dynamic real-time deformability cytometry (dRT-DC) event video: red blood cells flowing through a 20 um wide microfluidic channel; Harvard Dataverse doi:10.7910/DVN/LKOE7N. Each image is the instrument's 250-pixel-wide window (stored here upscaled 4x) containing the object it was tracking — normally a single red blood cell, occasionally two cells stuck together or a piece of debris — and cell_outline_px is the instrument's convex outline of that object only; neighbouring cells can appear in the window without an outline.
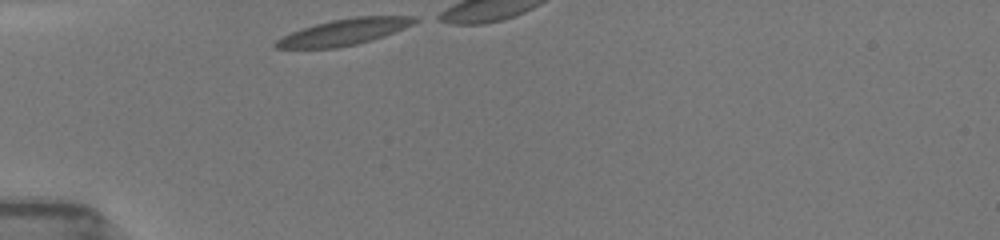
{"species": "common noctule bat (a hibernating species)", "species_latin": "Nyctalus noctula", "temperature_condition": "room temperature", "stored_images_in_passage": 14, "camera_frame_rate_fps": 3000, "um_per_image_px": 0.085, "animal": {"sex": "female", "body_mass_g": 19.5, "forearm_length_mm": 54.1}, "frame": {"image": 1, "passage_image": 1, "time_ms": 0.0, "image_size_px": [1000, 240], "cell_outline_px": [[420, 20], [404, 28], [384, 36], [372, 40], [356, 44], [336, 48], [276, 48], [272, 44], [276, 40], [292, 32], [316, 24], [332, 20], [356, 16], [416, 16]], "centroid_in_image_um": [29.28, 2.71], "position_along_channel_um": 55.7, "area_um2": 20.98}}
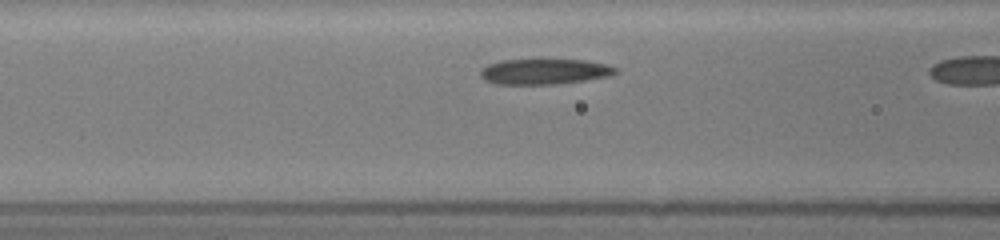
{"frame": {"image": 2, "passage_image": 11, "time_ms": 2.0, "image_size_px": [1000, 240], "cell_outline_px": [[616, 72], [608, 76], [584, 80], [556, 84], [496, 84], [484, 80], [480, 76], [480, 72], [488, 64], [500, 60], [540, 56], [584, 60], [608, 64], [616, 68]], "centroid_in_image_um": [46.23, 6.02], "position_along_channel_um": 120.4, "area_um2": 21.1}}